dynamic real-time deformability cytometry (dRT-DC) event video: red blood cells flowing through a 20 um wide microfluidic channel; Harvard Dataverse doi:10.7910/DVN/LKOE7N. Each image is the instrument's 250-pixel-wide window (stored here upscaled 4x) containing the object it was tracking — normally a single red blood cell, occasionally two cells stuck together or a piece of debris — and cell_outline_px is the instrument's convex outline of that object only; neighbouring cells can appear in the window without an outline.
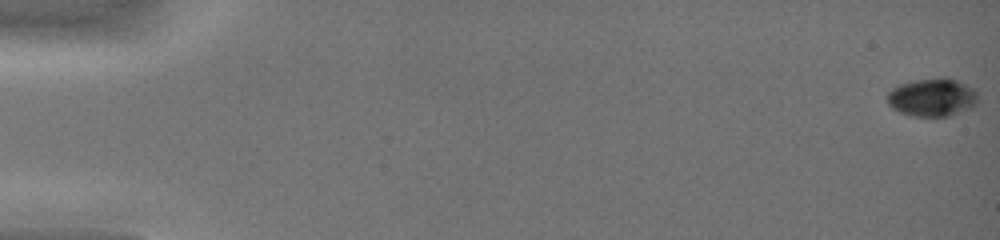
{"species": "common noctule bat (a hibernating species)", "species_latin": "Nyctalus noctula", "temperature_condition": "warm", "stored_images_in_passage": 46, "camera_frame_rate_fps": 3000, "um_per_image_px": 0.085, "animal": {"sex": "female", "body_mass_g": 19.0, "forearm_length_mm": 51.5}, "frame": {"image": 1, "passage_image": 1, "time_ms": 0.0, "image_size_px": [1000, 240], "cell_outline_px": [[976, 104], [968, 108], [948, 116], [912, 116], [900, 112], [892, 108], [888, 104], [888, 92], [892, 88], [900, 84], [912, 80], [944, 76], [956, 80], [972, 88], [976, 92]], "centroid_in_image_um": [79.2, 8.25], "position_along_channel_um": 5.8, "area_um2": 20.0}}
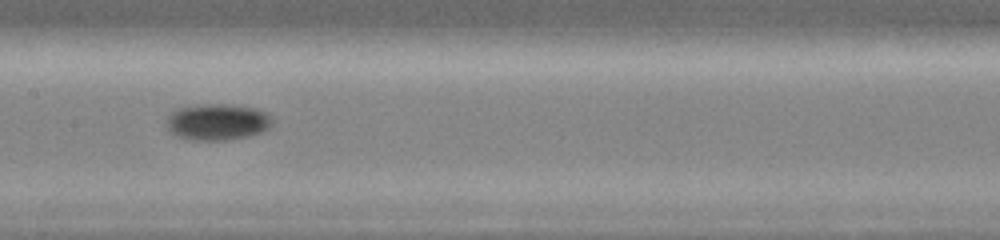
{"frame": {"image": 2, "passage_image": 26, "time_ms": 8.333, "image_size_px": [1000, 240], "cell_outline_px": [[272, 124], [268, 128], [260, 132], [248, 136], [228, 140], [188, 140], [176, 136], [168, 128], [168, 116], [176, 108], [200, 104], [232, 104], [256, 108], [268, 112], [272, 120]], "centroid_in_image_um": [18.49, 10.36], "position_along_channel_um": 188.9, "area_um2": 22.6}}
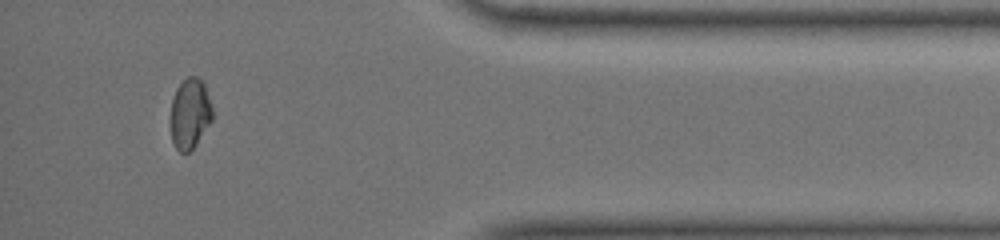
{"frame": {"image": 3, "passage_image": 43, "time_ms": 14.0, "image_size_px": [1000, 240], "cell_outline_px": [[212, 120], [196, 144], [188, 152], [180, 152], [176, 148], [172, 140], [168, 120], [172, 100], [176, 88], [188, 76], [196, 76], [204, 84], [212, 108]], "centroid_in_image_um": [16.1, 9.67], "position_along_channel_um": 419.1, "area_um2": 17.28}, "authors_computed_cell_mechanics": {"area_um2": 20.23, "velocity_mm_per_s": 4.4153, "shape_relaxation_time_tau1_ms": 3.7635, "shape_relaxation_time_tau2_ms": null, "deformation_change_tau1": 0.1206, "deformation_change_tau2": null}}